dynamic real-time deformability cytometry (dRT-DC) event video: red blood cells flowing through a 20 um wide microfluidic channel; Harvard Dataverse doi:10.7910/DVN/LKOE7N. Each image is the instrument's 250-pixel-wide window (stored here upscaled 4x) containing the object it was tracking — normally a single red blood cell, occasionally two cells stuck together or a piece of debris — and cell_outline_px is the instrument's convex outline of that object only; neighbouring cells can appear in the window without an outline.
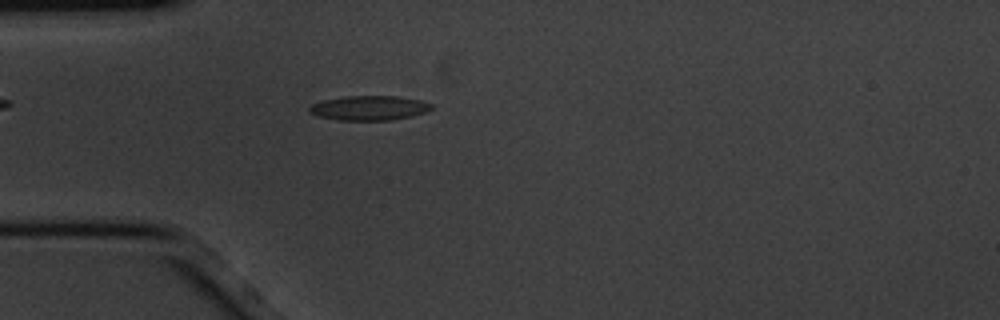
{"species": "common noctule bat (a hibernating species)", "species_latin": "Nyctalus noctula", "temperature_condition": "cold", "stored_images_in_passage": 2, "camera_frame_rate_fps": 3000, "um_per_image_px": 0.085, "animal": {"sex": "male", "body_mass_g": 20.1, "forearm_length_mm": 53.5}, "frame": {"image": 1, "passage_image": 2, "time_ms": 0.333, "image_size_px": [1000, 320], "cell_outline_px": [[432, 108], [424, 112], [412, 116], [392, 120], [336, 120], [316, 116], [308, 112], [308, 108], [312, 104], [324, 100], [344, 96], [396, 96], [420, 100], [432, 104]], "centroid_in_image_um": [31.34, 9.18], "position_along_channel_um": 53.7, "area_um2": 17.51}}